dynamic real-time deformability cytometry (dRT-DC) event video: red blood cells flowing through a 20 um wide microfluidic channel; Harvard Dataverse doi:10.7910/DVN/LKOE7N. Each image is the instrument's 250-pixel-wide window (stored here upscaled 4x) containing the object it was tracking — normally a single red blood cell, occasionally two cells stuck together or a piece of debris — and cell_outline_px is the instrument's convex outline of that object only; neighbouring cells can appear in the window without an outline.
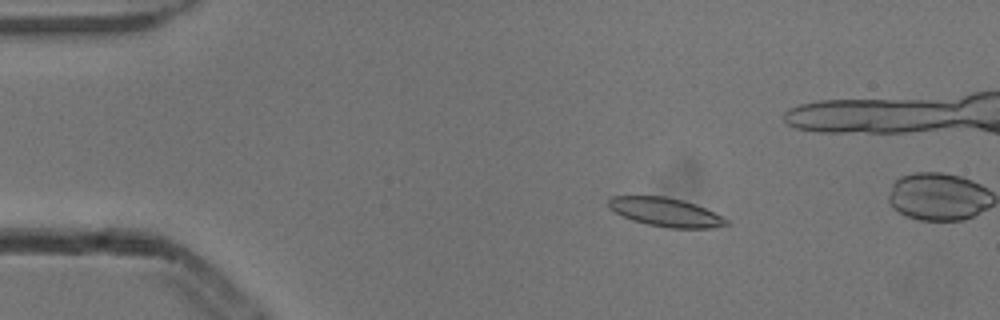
{"species": "common noctule bat (a hibernating species)", "species_latin": "Nyctalus noctula", "temperature_condition": "cold", "stored_images_in_passage": 4, "camera_frame_rate_fps": 3000, "um_per_image_px": 0.085, "animal": {"sex": "male", "body_mass_g": 13.3}, "frame": {"image": 1, "passage_image": 2, "time_ms": 0.333, "image_size_px": [1000, 320], "cell_outline_px": [[728, 224], [712, 228], [668, 228], [648, 224], [632, 220], [608, 208], [608, 200], [612, 196], [664, 196], [684, 200], [696, 204], [724, 216], [728, 220]], "centroid_in_image_um": [56.61, 18.03], "position_along_channel_um": 28.4, "area_um2": 19.77}}